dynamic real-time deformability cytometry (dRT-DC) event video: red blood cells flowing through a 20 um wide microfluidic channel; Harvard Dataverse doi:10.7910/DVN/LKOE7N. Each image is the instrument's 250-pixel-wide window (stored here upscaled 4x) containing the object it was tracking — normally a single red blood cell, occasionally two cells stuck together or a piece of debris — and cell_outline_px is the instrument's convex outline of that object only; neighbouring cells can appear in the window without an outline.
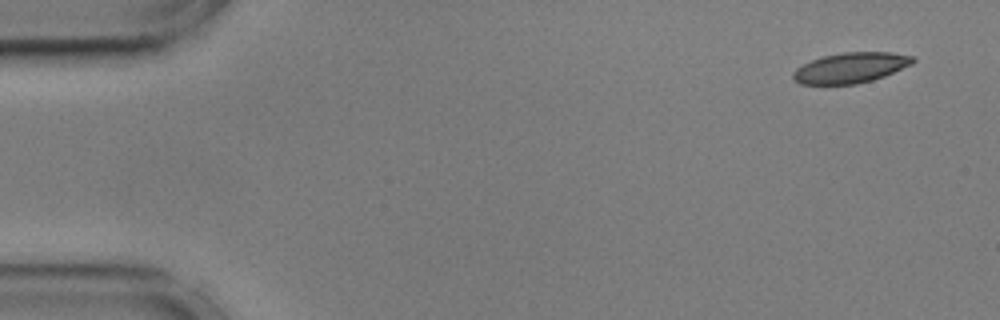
{"species": "common noctule bat (a hibernating species)", "species_latin": "Nyctalus noctula", "temperature_condition": "cold", "stored_images_in_passage": 48, "camera_frame_rate_fps": 3000, "um_per_image_px": 0.085, "animal": {"sex": "male", "body_mass_g": 17.9, "forearm_length_mm": 54.2}, "frame": {"image": 1, "passage_image": 1, "time_ms": 0.0, "image_size_px": [1000, 320], "cell_outline_px": [[916, 60], [912, 64], [884, 76], [872, 80], [856, 84], [800, 84], [792, 76], [792, 72], [796, 68], [812, 60], [824, 56], [844, 52], [892, 52], [916, 56]], "centroid_in_image_um": [72.34, 5.75], "position_along_channel_um": 12.7, "area_um2": 21.15}}
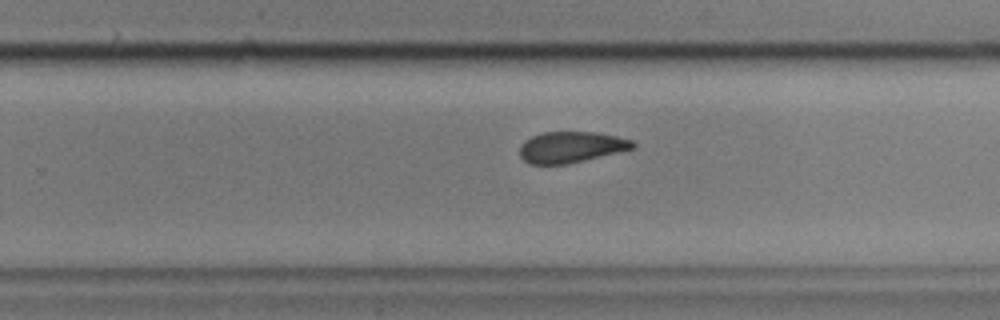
{"frame": {"image": 2, "passage_image": 33, "time_ms": 10.667, "image_size_px": [1000, 320], "cell_outline_px": [[636, 148], [568, 164], [528, 164], [520, 156], [520, 144], [524, 140], [540, 132], [596, 132], [616, 136], [632, 140], [636, 144]], "centroid_in_image_um": [48.53, 12.5], "position_along_channel_um": 281.3, "area_um2": 20.63}}
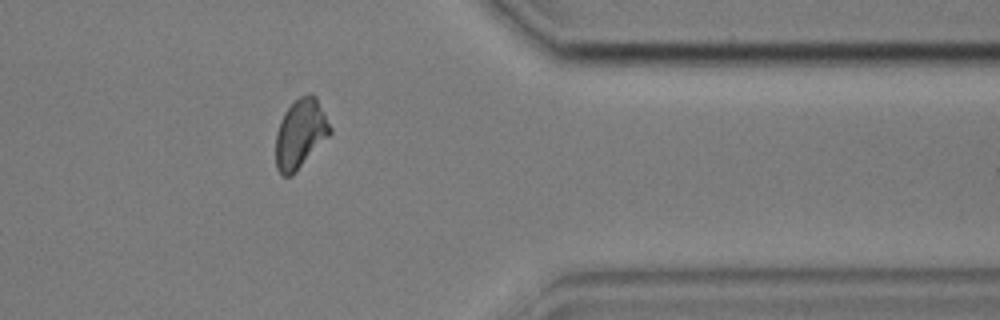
{"frame": {"image": 3, "passage_image": 43, "time_ms": 14.0, "image_size_px": [1000, 320], "cell_outline_px": [[332, 132], [292, 176], [280, 176], [276, 168], [276, 132], [280, 120], [284, 112], [300, 96], [308, 92], [316, 96], [332, 128]], "centroid_in_image_um": [25.52, 11.37], "position_along_channel_um": 385.9, "area_um2": 21.91}, "authors_computed_cell_mechanics": {"area_um2": 22.0218, "velocity_mm_per_s": 3.5783, "shape_relaxation_time_tau1_ms": 4.0469, "shape_relaxation_time_tau2_ms": 3.4093, "deformation_change_tau1": 0.1054, "deformation_change_tau2": 0.0861}}